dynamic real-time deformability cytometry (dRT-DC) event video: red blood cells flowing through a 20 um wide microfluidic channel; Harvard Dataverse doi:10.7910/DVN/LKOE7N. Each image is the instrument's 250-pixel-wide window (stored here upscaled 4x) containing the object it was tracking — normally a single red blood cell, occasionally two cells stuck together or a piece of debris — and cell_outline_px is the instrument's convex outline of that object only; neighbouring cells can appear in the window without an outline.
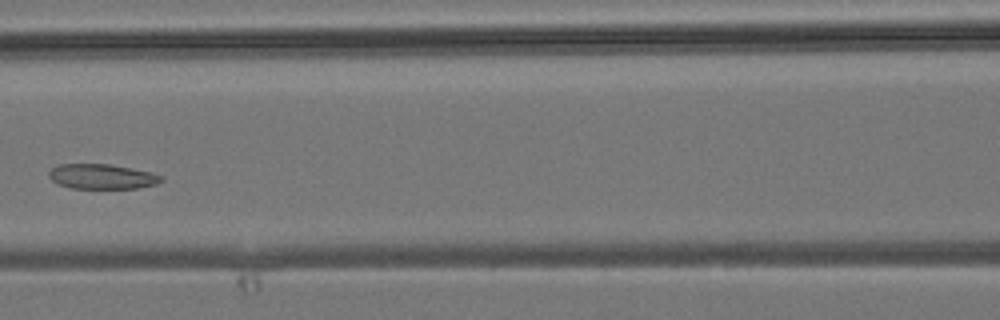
{"species": "common noctule bat (a hibernating species)", "species_latin": "Nyctalus noctula", "temperature_condition": "room temperature", "stored_images_in_passage": 7, "camera_frame_rate_fps": 3000, "um_per_image_px": 0.085, "animal": {"sex": "male", "body_mass_g": 19.2, "forearm_length_mm": 51.8}, "frame": {"image": 1, "passage_image": 7, "time_ms": 7.667, "image_size_px": [1000, 320], "cell_outline_px": [[164, 180], [156, 184], [136, 188], [72, 188], [60, 184], [52, 180], [48, 176], [48, 172], [56, 164], [108, 164], [132, 168], [152, 172], [164, 176]], "centroid_in_image_um": [8.69, 14.99], "position_along_channel_um": 157.9, "area_um2": 16.36}}